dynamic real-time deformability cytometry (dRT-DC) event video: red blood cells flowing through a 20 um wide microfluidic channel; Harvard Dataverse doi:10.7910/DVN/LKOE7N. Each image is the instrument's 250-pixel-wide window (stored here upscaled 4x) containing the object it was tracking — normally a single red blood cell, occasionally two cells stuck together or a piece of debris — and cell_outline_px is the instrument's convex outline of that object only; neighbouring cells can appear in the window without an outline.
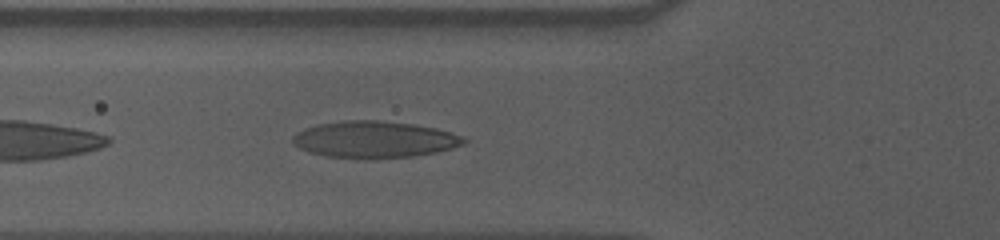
{"species": "human", "species_latin": "Homo sapiens", "temperature_condition": "cold", "stored_images_in_passage": 26, "camera_frame_rate_fps": 3000, "um_per_image_px": 0.085, "donor": {"sex": "male"}, "frame": {"image": 1, "passage_image": 5, "time_ms": 1.333, "image_size_px": [1000, 240], "cell_outline_px": [[468, 140], [464, 144], [452, 148], [436, 152], [412, 156], [372, 160], [364, 160], [324, 156], [308, 152], [292, 144], [292, 136], [296, 132], [304, 128], [316, 124], [344, 120], [380, 120], [416, 124], [436, 128], [464, 136]], "centroid_in_image_um": [31.8, 11.87], "position_along_channel_um": 94.0, "area_um2": 37.45}}
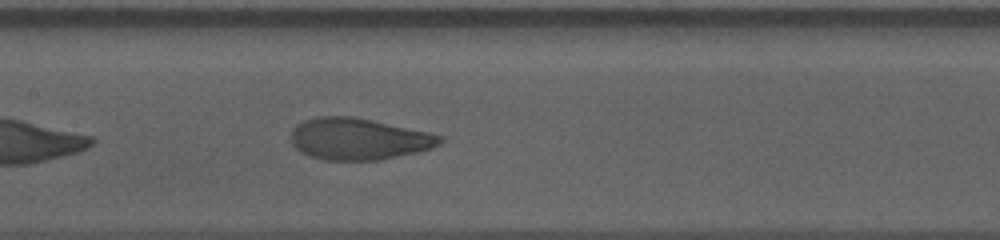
{"frame": {"image": 2, "passage_image": 12, "time_ms": 3.667, "image_size_px": [1000, 240], "cell_outline_px": [[444, 140], [440, 144], [432, 148], [420, 152], [380, 160], [324, 160], [308, 156], [300, 152], [292, 144], [292, 132], [296, 124], [304, 120], [320, 116], [356, 116], [428, 132], [444, 136]], "centroid_in_image_um": [30.51, 11.81], "position_along_channel_um": 176.9, "area_um2": 36.53}}
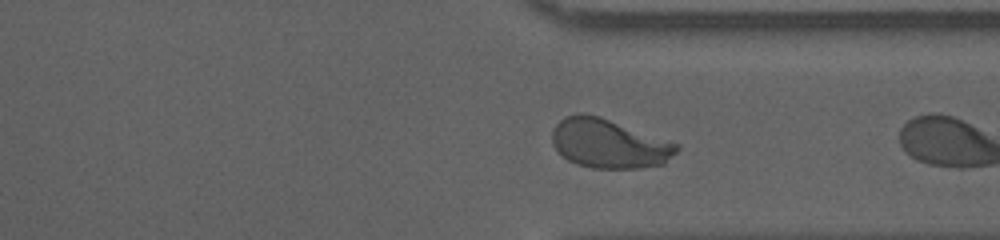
{"frame": {"image": 3, "passage_image": 25, "time_ms": 8.0, "image_size_px": [1000, 240], "cell_outline_px": [[680, 148], [664, 164], [640, 168], [592, 168], [576, 164], [568, 160], [552, 144], [552, 132], [556, 124], [564, 116], [580, 112], [600, 116], [680, 144]], "centroid_in_image_um": [51.77, 12.19], "position_along_channel_um": 359.6, "area_um2": 35.78}}